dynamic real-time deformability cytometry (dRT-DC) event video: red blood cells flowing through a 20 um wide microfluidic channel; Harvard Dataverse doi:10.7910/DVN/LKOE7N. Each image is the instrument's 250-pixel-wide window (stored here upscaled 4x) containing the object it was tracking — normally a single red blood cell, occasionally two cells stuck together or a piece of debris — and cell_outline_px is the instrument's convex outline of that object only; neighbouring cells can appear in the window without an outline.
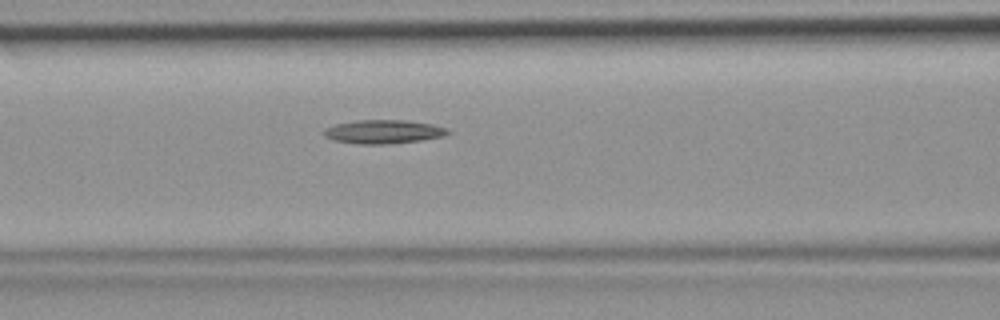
{"species": "common noctule bat (a hibernating species)", "species_latin": "Nyctalus noctula", "temperature_condition": "room temperature", "stored_images_in_passage": 46, "camera_frame_rate_fps": 3000, "um_per_image_px": 0.085, "animal": {"sex": "female", "body_mass_g": 19.9}, "frame": {"image": 1, "passage_image": 18, "time_ms": 5.667, "image_size_px": [1000, 320], "cell_outline_px": [[452, 132], [444, 136], [420, 140], [388, 144], [360, 144], [332, 140], [324, 136], [324, 128], [336, 124], [356, 120], [404, 120], [432, 124], [448, 128]], "centroid_in_image_um": [32.6, 11.19], "position_along_channel_um": 134.0, "area_um2": 17.17}}
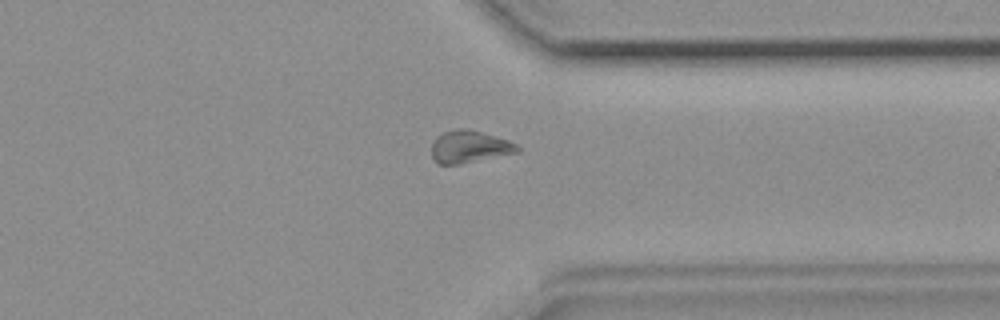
{"frame": {"image": 2, "passage_image": 35, "time_ms": 11.333, "image_size_px": [1000, 320], "cell_outline_px": [[520, 152], [460, 164], [436, 164], [432, 156], [432, 144], [436, 136], [444, 132], [456, 128], [468, 128], [496, 136], [508, 140], [516, 144], [520, 148]], "centroid_in_image_um": [39.9, 12.47], "position_along_channel_um": 371.5, "area_um2": 16.3}}
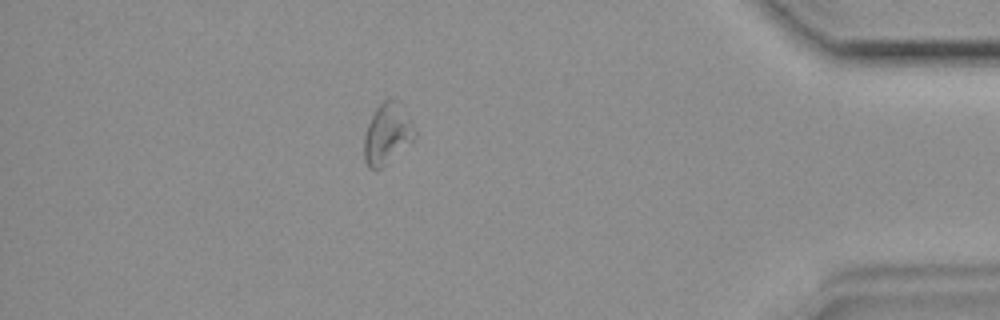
{"frame": {"image": 3, "passage_image": 40, "time_ms": 13.0, "image_size_px": [1000, 320], "cell_outline_px": [[416, 136], [412, 140], [380, 168], [368, 168], [364, 160], [364, 136], [368, 124], [376, 108], [384, 100], [388, 100], [408, 120], [416, 132]], "centroid_in_image_um": [32.82, 11.48], "position_along_channel_um": 402.4, "area_um2": 16.36}}